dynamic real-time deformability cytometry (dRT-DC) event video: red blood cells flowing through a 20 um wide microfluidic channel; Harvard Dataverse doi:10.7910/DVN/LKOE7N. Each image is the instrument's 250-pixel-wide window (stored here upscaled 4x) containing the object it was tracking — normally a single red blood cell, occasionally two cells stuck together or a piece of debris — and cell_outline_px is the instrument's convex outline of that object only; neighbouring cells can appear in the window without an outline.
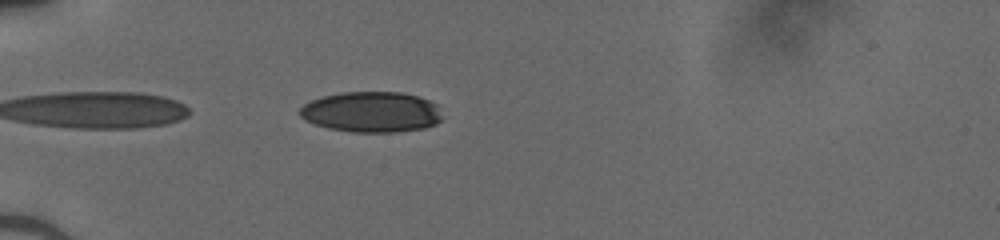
{"species": "human", "species_latin": "Homo sapiens", "temperature_condition": "cold", "stored_images_in_passage": 34, "camera_frame_rate_fps": 3000, "um_per_image_px": 0.085, "donor": {"sex": "male"}, "frame": {"image": 1, "passage_image": 2, "time_ms": 0.333, "image_size_px": [1000, 240], "cell_outline_px": [[440, 120], [436, 124], [424, 128], [396, 132], [352, 132], [328, 128], [304, 120], [296, 112], [304, 104], [312, 100], [324, 96], [344, 92], [400, 92], [416, 96], [428, 100], [436, 104], [440, 116]], "centroid_in_image_um": [31.53, 9.52], "position_along_channel_um": 53.5, "area_um2": 33.58}}
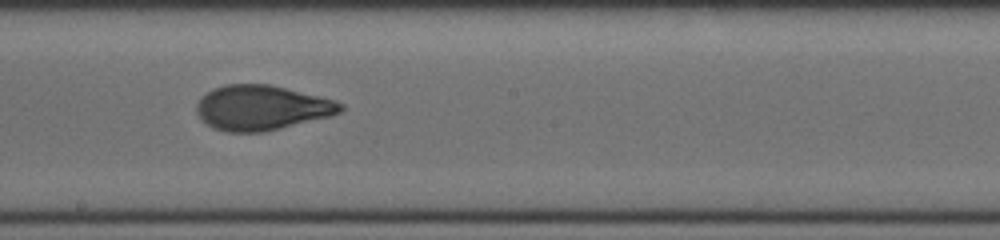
{"frame": {"image": 2, "passage_image": 16, "time_ms": 5.0, "image_size_px": [1000, 240], "cell_outline_px": [[344, 108], [340, 112], [332, 116], [264, 132], [224, 132], [212, 128], [200, 120], [196, 112], [196, 104], [208, 92], [216, 88], [228, 84], [268, 84], [320, 96], [336, 100], [344, 104]], "centroid_in_image_um": [22.25, 9.17], "position_along_channel_um": 225.9, "area_um2": 37.74}}
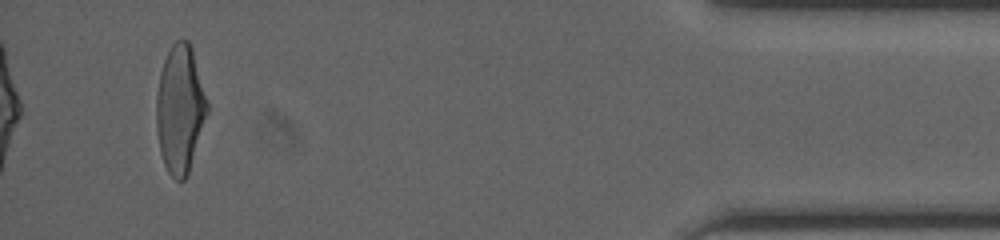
{"frame": {"image": 3, "passage_image": 34, "time_ms": 11.0, "image_size_px": [1000, 240], "cell_outline_px": [[208, 112], [188, 176], [184, 180], [176, 180], [168, 172], [164, 164], [160, 152], [156, 128], [156, 96], [160, 72], [164, 60], [172, 44], [176, 40], [188, 40], [192, 48], [208, 104]], "centroid_in_image_um": [15.3, 9.3], "position_along_channel_um": 419.9, "area_um2": 37.92}}